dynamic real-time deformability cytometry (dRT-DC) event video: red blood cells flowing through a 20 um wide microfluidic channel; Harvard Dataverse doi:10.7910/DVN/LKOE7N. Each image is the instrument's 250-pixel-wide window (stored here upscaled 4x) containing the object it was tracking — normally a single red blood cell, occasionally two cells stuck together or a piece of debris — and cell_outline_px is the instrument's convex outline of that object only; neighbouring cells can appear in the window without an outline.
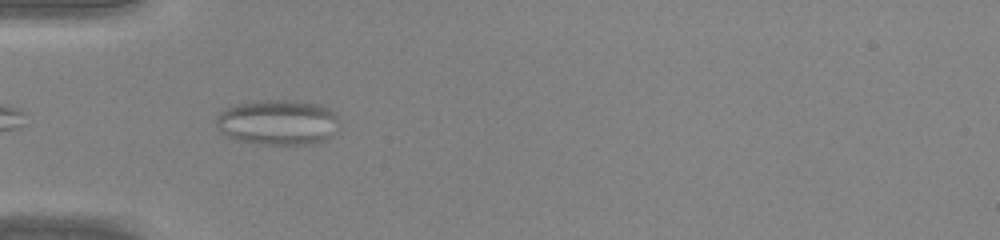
{"species": "common noctule bat (a hibernating species)", "species_latin": "Nyctalus noctula", "temperature_condition": "warm", "stored_images_in_passage": 10, "camera_frame_rate_fps": 3000, "um_per_image_px": 0.085, "animal": {"sex": "male", "body_mass_g": 20.0, "forearm_length_mm": 53.3}, "frame": {"image": 1, "passage_image": 2, "time_ms": 0.333, "image_size_px": [1000, 240], "cell_outline_px": [[340, 128], [336, 132], [324, 140], [312, 144], [260, 144], [236, 140], [224, 136], [220, 132], [216, 124], [216, 116], [220, 112], [236, 104], [256, 100], [300, 100], [320, 104], [328, 108], [340, 120]], "centroid_in_image_um": [23.63, 10.39], "position_along_channel_um": 61.4, "area_um2": 33.06}}